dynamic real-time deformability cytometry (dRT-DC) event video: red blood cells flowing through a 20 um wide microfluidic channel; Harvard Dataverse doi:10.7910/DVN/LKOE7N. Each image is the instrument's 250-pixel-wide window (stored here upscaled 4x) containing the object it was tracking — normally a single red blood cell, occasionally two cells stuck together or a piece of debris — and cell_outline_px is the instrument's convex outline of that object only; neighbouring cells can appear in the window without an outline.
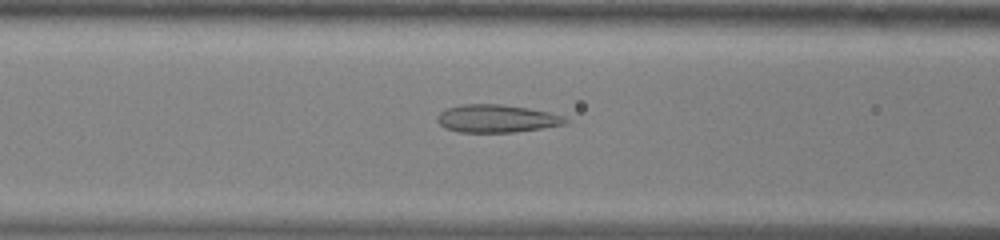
{"species": "common noctule bat (a hibernating species)", "species_latin": "Nyctalus noctula", "temperature_condition": "warm", "stored_images_in_passage": 49, "camera_frame_rate_fps": 3000, "um_per_image_px": 0.085, "animal": {"sex": "male", "body_mass_g": 13.0, "forearm_length_mm": 53.1}, "frame": {"image": 1, "passage_image": 19, "time_ms": 6.0, "image_size_px": [1000, 240], "cell_outline_px": [[568, 124], [516, 132], [460, 132], [444, 128], [436, 120], [436, 116], [440, 112], [448, 108], [460, 104], [500, 104], [528, 108], [548, 112], [564, 116], [568, 120]], "centroid_in_image_um": [42.21, 10.08], "position_along_channel_um": 124.4, "area_um2": 20.87}}
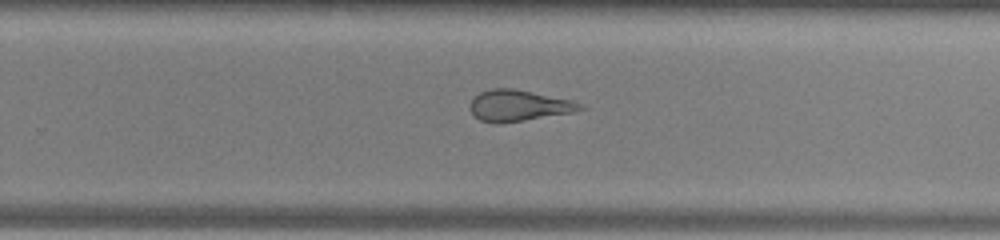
{"frame": {"image": 2, "passage_image": 31, "time_ms": 10.0, "image_size_px": [1000, 240], "cell_outline_px": [[588, 108], [572, 112], [500, 124], [496, 124], [480, 120], [468, 108], [472, 100], [480, 92], [492, 88], [512, 88], [572, 100], [584, 104]], "centroid_in_image_um": [44.09, 8.98], "position_along_channel_um": 285.7, "area_um2": 19.94}}
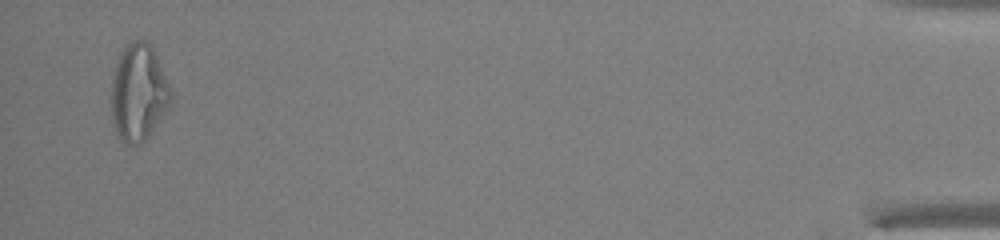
{"frame": {"image": 3, "passage_image": 48, "time_ms": 15.667, "image_size_px": [1000, 240], "cell_outline_px": [[172, 100], [148, 136], [140, 144], [124, 144], [120, 140], [112, 124], [112, 76], [120, 52], [124, 44], [132, 40], [144, 40], [152, 48], [172, 88]], "centroid_in_image_um": [11.76, 7.86], "position_along_channel_um": 423.4, "area_um2": 33.58}, "authors_computed_cell_mechanics": {"area_um2": 25.432, "velocity_mm_per_s": 4.0413, "shape_relaxation_time_tau1_ms": null, "shape_relaxation_time_tau2_ms": 1.6377, "deformation_change_tau1": null, "deformation_change_tau2": 0.1083}}